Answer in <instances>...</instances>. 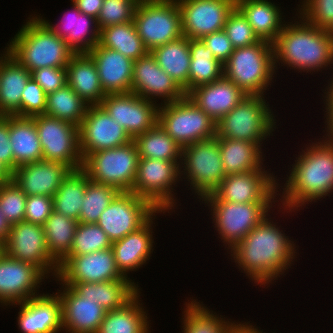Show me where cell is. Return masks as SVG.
<instances>
[{"instance_id": "31", "label": "cell", "mask_w": 333, "mask_h": 333, "mask_svg": "<svg viewBox=\"0 0 333 333\" xmlns=\"http://www.w3.org/2000/svg\"><path fill=\"white\" fill-rule=\"evenodd\" d=\"M124 277L115 281L74 283L70 286L78 295L97 302L107 311L120 309L131 301L142 288L138 282ZM140 287V288H139Z\"/></svg>"}, {"instance_id": "58", "label": "cell", "mask_w": 333, "mask_h": 333, "mask_svg": "<svg viewBox=\"0 0 333 333\" xmlns=\"http://www.w3.org/2000/svg\"><path fill=\"white\" fill-rule=\"evenodd\" d=\"M10 229L11 224L7 221V219L0 210V243L3 244L7 240Z\"/></svg>"}, {"instance_id": "2", "label": "cell", "mask_w": 333, "mask_h": 333, "mask_svg": "<svg viewBox=\"0 0 333 333\" xmlns=\"http://www.w3.org/2000/svg\"><path fill=\"white\" fill-rule=\"evenodd\" d=\"M273 218L275 216L268 214L227 252V255L230 254L228 259L235 263L238 271L254 282L253 286L259 285L260 288L278 283L276 280L286 276L299 256L297 241L285 234V230L281 229L282 224L279 225L276 222L278 219Z\"/></svg>"}, {"instance_id": "11", "label": "cell", "mask_w": 333, "mask_h": 333, "mask_svg": "<svg viewBox=\"0 0 333 333\" xmlns=\"http://www.w3.org/2000/svg\"><path fill=\"white\" fill-rule=\"evenodd\" d=\"M158 123L182 148L216 137V122L187 95L181 100L159 105Z\"/></svg>"}, {"instance_id": "9", "label": "cell", "mask_w": 333, "mask_h": 333, "mask_svg": "<svg viewBox=\"0 0 333 333\" xmlns=\"http://www.w3.org/2000/svg\"><path fill=\"white\" fill-rule=\"evenodd\" d=\"M180 169L181 181L185 182L186 188L192 191L191 195H194V199L200 201L206 195L213 193L226 176L218 137L183 147Z\"/></svg>"}, {"instance_id": "10", "label": "cell", "mask_w": 333, "mask_h": 333, "mask_svg": "<svg viewBox=\"0 0 333 333\" xmlns=\"http://www.w3.org/2000/svg\"><path fill=\"white\" fill-rule=\"evenodd\" d=\"M139 154L134 140L107 150L90 153L83 159L82 170L90 181L109 185L119 192H131Z\"/></svg>"}, {"instance_id": "36", "label": "cell", "mask_w": 333, "mask_h": 333, "mask_svg": "<svg viewBox=\"0 0 333 333\" xmlns=\"http://www.w3.org/2000/svg\"><path fill=\"white\" fill-rule=\"evenodd\" d=\"M141 291L120 309L107 311L97 333H151V320Z\"/></svg>"}, {"instance_id": "24", "label": "cell", "mask_w": 333, "mask_h": 333, "mask_svg": "<svg viewBox=\"0 0 333 333\" xmlns=\"http://www.w3.org/2000/svg\"><path fill=\"white\" fill-rule=\"evenodd\" d=\"M45 293L6 307L19 306L16 322L20 333H63L61 300L55 292Z\"/></svg>"}, {"instance_id": "62", "label": "cell", "mask_w": 333, "mask_h": 333, "mask_svg": "<svg viewBox=\"0 0 333 333\" xmlns=\"http://www.w3.org/2000/svg\"><path fill=\"white\" fill-rule=\"evenodd\" d=\"M331 39L333 40V25L327 30Z\"/></svg>"}, {"instance_id": "4", "label": "cell", "mask_w": 333, "mask_h": 333, "mask_svg": "<svg viewBox=\"0 0 333 333\" xmlns=\"http://www.w3.org/2000/svg\"><path fill=\"white\" fill-rule=\"evenodd\" d=\"M34 13L9 39V53L30 73L44 67H67L74 51Z\"/></svg>"}, {"instance_id": "39", "label": "cell", "mask_w": 333, "mask_h": 333, "mask_svg": "<svg viewBox=\"0 0 333 333\" xmlns=\"http://www.w3.org/2000/svg\"><path fill=\"white\" fill-rule=\"evenodd\" d=\"M99 44L118 51L133 61L144 57L149 52L138 35L134 21L101 29Z\"/></svg>"}, {"instance_id": "34", "label": "cell", "mask_w": 333, "mask_h": 333, "mask_svg": "<svg viewBox=\"0 0 333 333\" xmlns=\"http://www.w3.org/2000/svg\"><path fill=\"white\" fill-rule=\"evenodd\" d=\"M31 73L10 53L0 62V116L21 117V95Z\"/></svg>"}, {"instance_id": "30", "label": "cell", "mask_w": 333, "mask_h": 333, "mask_svg": "<svg viewBox=\"0 0 333 333\" xmlns=\"http://www.w3.org/2000/svg\"><path fill=\"white\" fill-rule=\"evenodd\" d=\"M246 95L234 82L224 76L214 82L195 87L187 94L216 123Z\"/></svg>"}, {"instance_id": "61", "label": "cell", "mask_w": 333, "mask_h": 333, "mask_svg": "<svg viewBox=\"0 0 333 333\" xmlns=\"http://www.w3.org/2000/svg\"><path fill=\"white\" fill-rule=\"evenodd\" d=\"M4 50V51H3ZM2 52V53H1ZM9 53V49L7 46H5L2 51H0V62L2 59Z\"/></svg>"}, {"instance_id": "17", "label": "cell", "mask_w": 333, "mask_h": 333, "mask_svg": "<svg viewBox=\"0 0 333 333\" xmlns=\"http://www.w3.org/2000/svg\"><path fill=\"white\" fill-rule=\"evenodd\" d=\"M46 279L48 283L52 282L36 266L13 259L3 252L0 256V307L6 309L42 295L39 288Z\"/></svg>"}, {"instance_id": "60", "label": "cell", "mask_w": 333, "mask_h": 333, "mask_svg": "<svg viewBox=\"0 0 333 333\" xmlns=\"http://www.w3.org/2000/svg\"><path fill=\"white\" fill-rule=\"evenodd\" d=\"M244 333H257V326L250 323Z\"/></svg>"}, {"instance_id": "53", "label": "cell", "mask_w": 333, "mask_h": 333, "mask_svg": "<svg viewBox=\"0 0 333 333\" xmlns=\"http://www.w3.org/2000/svg\"><path fill=\"white\" fill-rule=\"evenodd\" d=\"M31 77L46 94L54 92L67 84L66 67H44L31 72Z\"/></svg>"}, {"instance_id": "29", "label": "cell", "mask_w": 333, "mask_h": 333, "mask_svg": "<svg viewBox=\"0 0 333 333\" xmlns=\"http://www.w3.org/2000/svg\"><path fill=\"white\" fill-rule=\"evenodd\" d=\"M88 54L96 64L105 94L131 92L134 64L132 59L99 43Z\"/></svg>"}, {"instance_id": "14", "label": "cell", "mask_w": 333, "mask_h": 333, "mask_svg": "<svg viewBox=\"0 0 333 333\" xmlns=\"http://www.w3.org/2000/svg\"><path fill=\"white\" fill-rule=\"evenodd\" d=\"M3 252L16 260L36 266L47 278L57 277L59 265L51 258L44 228L25 221L11 225Z\"/></svg>"}, {"instance_id": "3", "label": "cell", "mask_w": 333, "mask_h": 333, "mask_svg": "<svg viewBox=\"0 0 333 333\" xmlns=\"http://www.w3.org/2000/svg\"><path fill=\"white\" fill-rule=\"evenodd\" d=\"M295 13L273 43L276 74L282 66L294 73L303 72V76L333 69V40L328 31L309 24Z\"/></svg>"}, {"instance_id": "19", "label": "cell", "mask_w": 333, "mask_h": 333, "mask_svg": "<svg viewBox=\"0 0 333 333\" xmlns=\"http://www.w3.org/2000/svg\"><path fill=\"white\" fill-rule=\"evenodd\" d=\"M62 284L97 283L124 278L117 268L112 248L84 255H67L56 277Z\"/></svg>"}, {"instance_id": "1", "label": "cell", "mask_w": 333, "mask_h": 333, "mask_svg": "<svg viewBox=\"0 0 333 333\" xmlns=\"http://www.w3.org/2000/svg\"><path fill=\"white\" fill-rule=\"evenodd\" d=\"M322 132L323 137L309 140L293 155L285 183L277 178V211L286 217L333 195V127H323Z\"/></svg>"}, {"instance_id": "21", "label": "cell", "mask_w": 333, "mask_h": 333, "mask_svg": "<svg viewBox=\"0 0 333 333\" xmlns=\"http://www.w3.org/2000/svg\"><path fill=\"white\" fill-rule=\"evenodd\" d=\"M131 92L158 102V105L178 101L186 96L172 77L158 65L150 52L134 61Z\"/></svg>"}, {"instance_id": "46", "label": "cell", "mask_w": 333, "mask_h": 333, "mask_svg": "<svg viewBox=\"0 0 333 333\" xmlns=\"http://www.w3.org/2000/svg\"><path fill=\"white\" fill-rule=\"evenodd\" d=\"M112 242L97 223L78 222L68 255H84L111 248Z\"/></svg>"}, {"instance_id": "64", "label": "cell", "mask_w": 333, "mask_h": 333, "mask_svg": "<svg viewBox=\"0 0 333 333\" xmlns=\"http://www.w3.org/2000/svg\"><path fill=\"white\" fill-rule=\"evenodd\" d=\"M257 333H267V332H263V329L261 330L260 327L257 326ZM272 333H275V332L272 331Z\"/></svg>"}, {"instance_id": "44", "label": "cell", "mask_w": 333, "mask_h": 333, "mask_svg": "<svg viewBox=\"0 0 333 333\" xmlns=\"http://www.w3.org/2000/svg\"><path fill=\"white\" fill-rule=\"evenodd\" d=\"M88 104L68 85L48 93L45 115L80 126Z\"/></svg>"}, {"instance_id": "23", "label": "cell", "mask_w": 333, "mask_h": 333, "mask_svg": "<svg viewBox=\"0 0 333 333\" xmlns=\"http://www.w3.org/2000/svg\"><path fill=\"white\" fill-rule=\"evenodd\" d=\"M167 213L170 214L168 215ZM158 215L170 216L172 214L169 211L158 210L138 230L131 232L121 240L112 243L111 248L114 253L117 268L124 277L131 279L130 272L134 273L138 271L143 265L145 266L149 263V260L152 259L150 257L155 250V244H157L155 243L156 241H154V231H156L154 229H156L155 219L158 218Z\"/></svg>"}, {"instance_id": "16", "label": "cell", "mask_w": 333, "mask_h": 333, "mask_svg": "<svg viewBox=\"0 0 333 333\" xmlns=\"http://www.w3.org/2000/svg\"><path fill=\"white\" fill-rule=\"evenodd\" d=\"M271 170H253L226 175L209 194L215 201L232 203H277V175Z\"/></svg>"}, {"instance_id": "48", "label": "cell", "mask_w": 333, "mask_h": 333, "mask_svg": "<svg viewBox=\"0 0 333 333\" xmlns=\"http://www.w3.org/2000/svg\"><path fill=\"white\" fill-rule=\"evenodd\" d=\"M139 0H103L97 25L99 30L110 26L132 22Z\"/></svg>"}, {"instance_id": "6", "label": "cell", "mask_w": 333, "mask_h": 333, "mask_svg": "<svg viewBox=\"0 0 333 333\" xmlns=\"http://www.w3.org/2000/svg\"><path fill=\"white\" fill-rule=\"evenodd\" d=\"M276 75L273 44L264 40L235 48L223 64V76L247 95H268Z\"/></svg>"}, {"instance_id": "47", "label": "cell", "mask_w": 333, "mask_h": 333, "mask_svg": "<svg viewBox=\"0 0 333 333\" xmlns=\"http://www.w3.org/2000/svg\"><path fill=\"white\" fill-rule=\"evenodd\" d=\"M26 199L13 180L0 186V210L11 225L24 221Z\"/></svg>"}, {"instance_id": "25", "label": "cell", "mask_w": 333, "mask_h": 333, "mask_svg": "<svg viewBox=\"0 0 333 333\" xmlns=\"http://www.w3.org/2000/svg\"><path fill=\"white\" fill-rule=\"evenodd\" d=\"M55 283L60 289L55 293L61 300L62 326L66 333H97L107 312L96 301L78 295L70 286L62 284L57 278Z\"/></svg>"}, {"instance_id": "54", "label": "cell", "mask_w": 333, "mask_h": 333, "mask_svg": "<svg viewBox=\"0 0 333 333\" xmlns=\"http://www.w3.org/2000/svg\"><path fill=\"white\" fill-rule=\"evenodd\" d=\"M201 40L208 49L212 50L215 59L222 64L229 59L231 53L235 49L223 29L205 35Z\"/></svg>"}, {"instance_id": "18", "label": "cell", "mask_w": 333, "mask_h": 333, "mask_svg": "<svg viewBox=\"0 0 333 333\" xmlns=\"http://www.w3.org/2000/svg\"><path fill=\"white\" fill-rule=\"evenodd\" d=\"M134 140L158 123V103L133 92L106 94L100 104Z\"/></svg>"}, {"instance_id": "8", "label": "cell", "mask_w": 333, "mask_h": 333, "mask_svg": "<svg viewBox=\"0 0 333 333\" xmlns=\"http://www.w3.org/2000/svg\"><path fill=\"white\" fill-rule=\"evenodd\" d=\"M180 166L181 162L139 158L131 192L147 199L157 210L178 212L174 209L181 206L176 192L182 182Z\"/></svg>"}, {"instance_id": "28", "label": "cell", "mask_w": 333, "mask_h": 333, "mask_svg": "<svg viewBox=\"0 0 333 333\" xmlns=\"http://www.w3.org/2000/svg\"><path fill=\"white\" fill-rule=\"evenodd\" d=\"M187 300L183 303L180 319L182 333H244L251 323L228 319L193 296L187 297Z\"/></svg>"}, {"instance_id": "13", "label": "cell", "mask_w": 333, "mask_h": 333, "mask_svg": "<svg viewBox=\"0 0 333 333\" xmlns=\"http://www.w3.org/2000/svg\"><path fill=\"white\" fill-rule=\"evenodd\" d=\"M38 132L43 160L61 162L71 170L82 168L79 127L45 114L32 117Z\"/></svg>"}, {"instance_id": "32", "label": "cell", "mask_w": 333, "mask_h": 333, "mask_svg": "<svg viewBox=\"0 0 333 333\" xmlns=\"http://www.w3.org/2000/svg\"><path fill=\"white\" fill-rule=\"evenodd\" d=\"M236 8L247 19L258 38L272 44L287 22L286 13L273 0H243Z\"/></svg>"}, {"instance_id": "38", "label": "cell", "mask_w": 333, "mask_h": 333, "mask_svg": "<svg viewBox=\"0 0 333 333\" xmlns=\"http://www.w3.org/2000/svg\"><path fill=\"white\" fill-rule=\"evenodd\" d=\"M158 65L177 83L187 95L189 93L190 47L185 36L158 46L150 51Z\"/></svg>"}, {"instance_id": "22", "label": "cell", "mask_w": 333, "mask_h": 333, "mask_svg": "<svg viewBox=\"0 0 333 333\" xmlns=\"http://www.w3.org/2000/svg\"><path fill=\"white\" fill-rule=\"evenodd\" d=\"M181 12L183 36L201 39L224 28L236 7L228 0H177Z\"/></svg>"}, {"instance_id": "20", "label": "cell", "mask_w": 333, "mask_h": 333, "mask_svg": "<svg viewBox=\"0 0 333 333\" xmlns=\"http://www.w3.org/2000/svg\"><path fill=\"white\" fill-rule=\"evenodd\" d=\"M83 159L90 153L125 145L131 137L101 105H89L79 126Z\"/></svg>"}, {"instance_id": "49", "label": "cell", "mask_w": 333, "mask_h": 333, "mask_svg": "<svg viewBox=\"0 0 333 333\" xmlns=\"http://www.w3.org/2000/svg\"><path fill=\"white\" fill-rule=\"evenodd\" d=\"M296 11L309 24L328 30L333 25V0H299Z\"/></svg>"}, {"instance_id": "55", "label": "cell", "mask_w": 333, "mask_h": 333, "mask_svg": "<svg viewBox=\"0 0 333 333\" xmlns=\"http://www.w3.org/2000/svg\"><path fill=\"white\" fill-rule=\"evenodd\" d=\"M0 161L14 171V157L9 140V115L0 116Z\"/></svg>"}, {"instance_id": "15", "label": "cell", "mask_w": 333, "mask_h": 333, "mask_svg": "<svg viewBox=\"0 0 333 333\" xmlns=\"http://www.w3.org/2000/svg\"><path fill=\"white\" fill-rule=\"evenodd\" d=\"M158 210L133 192H119L97 224L113 243L142 227Z\"/></svg>"}, {"instance_id": "56", "label": "cell", "mask_w": 333, "mask_h": 333, "mask_svg": "<svg viewBox=\"0 0 333 333\" xmlns=\"http://www.w3.org/2000/svg\"><path fill=\"white\" fill-rule=\"evenodd\" d=\"M332 73L329 76L330 79L328 80H323L327 82V84L323 85L324 89H322L323 94H321V99L323 100L321 103L324 104L322 107V110L324 111V127H333V70H330ZM327 85V86H326ZM324 98V99H323Z\"/></svg>"}, {"instance_id": "27", "label": "cell", "mask_w": 333, "mask_h": 333, "mask_svg": "<svg viewBox=\"0 0 333 333\" xmlns=\"http://www.w3.org/2000/svg\"><path fill=\"white\" fill-rule=\"evenodd\" d=\"M71 169L61 162L40 160L18 166L12 180L27 195L53 197Z\"/></svg>"}, {"instance_id": "43", "label": "cell", "mask_w": 333, "mask_h": 333, "mask_svg": "<svg viewBox=\"0 0 333 333\" xmlns=\"http://www.w3.org/2000/svg\"><path fill=\"white\" fill-rule=\"evenodd\" d=\"M77 224L53 210L43 225L49 254L58 265L70 252Z\"/></svg>"}, {"instance_id": "33", "label": "cell", "mask_w": 333, "mask_h": 333, "mask_svg": "<svg viewBox=\"0 0 333 333\" xmlns=\"http://www.w3.org/2000/svg\"><path fill=\"white\" fill-rule=\"evenodd\" d=\"M218 143L225 175L271 169L265 162L266 150L257 142L218 138Z\"/></svg>"}, {"instance_id": "40", "label": "cell", "mask_w": 333, "mask_h": 333, "mask_svg": "<svg viewBox=\"0 0 333 333\" xmlns=\"http://www.w3.org/2000/svg\"><path fill=\"white\" fill-rule=\"evenodd\" d=\"M89 182L82 169L71 170L52 197L54 210L79 222L84 193Z\"/></svg>"}, {"instance_id": "50", "label": "cell", "mask_w": 333, "mask_h": 333, "mask_svg": "<svg viewBox=\"0 0 333 333\" xmlns=\"http://www.w3.org/2000/svg\"><path fill=\"white\" fill-rule=\"evenodd\" d=\"M223 30L234 48L250 46L261 41L247 19L236 7L229 14Z\"/></svg>"}, {"instance_id": "52", "label": "cell", "mask_w": 333, "mask_h": 333, "mask_svg": "<svg viewBox=\"0 0 333 333\" xmlns=\"http://www.w3.org/2000/svg\"><path fill=\"white\" fill-rule=\"evenodd\" d=\"M53 210L52 197L43 195L27 196L24 221L43 226Z\"/></svg>"}, {"instance_id": "45", "label": "cell", "mask_w": 333, "mask_h": 333, "mask_svg": "<svg viewBox=\"0 0 333 333\" xmlns=\"http://www.w3.org/2000/svg\"><path fill=\"white\" fill-rule=\"evenodd\" d=\"M119 191L109 185L97 184L90 181L79 215L80 223H97L102 212L109 206Z\"/></svg>"}, {"instance_id": "7", "label": "cell", "mask_w": 333, "mask_h": 333, "mask_svg": "<svg viewBox=\"0 0 333 333\" xmlns=\"http://www.w3.org/2000/svg\"><path fill=\"white\" fill-rule=\"evenodd\" d=\"M208 207L215 235L228 252L264 218L276 209V203H232L215 201L209 194L199 201ZM275 208V209H273ZM273 209V210H272ZM218 232V234H216Z\"/></svg>"}, {"instance_id": "37", "label": "cell", "mask_w": 333, "mask_h": 333, "mask_svg": "<svg viewBox=\"0 0 333 333\" xmlns=\"http://www.w3.org/2000/svg\"><path fill=\"white\" fill-rule=\"evenodd\" d=\"M9 140L14 157V170L18 166L43 160V152L32 117L9 115Z\"/></svg>"}, {"instance_id": "59", "label": "cell", "mask_w": 333, "mask_h": 333, "mask_svg": "<svg viewBox=\"0 0 333 333\" xmlns=\"http://www.w3.org/2000/svg\"><path fill=\"white\" fill-rule=\"evenodd\" d=\"M13 172L0 161V186L12 181Z\"/></svg>"}, {"instance_id": "26", "label": "cell", "mask_w": 333, "mask_h": 333, "mask_svg": "<svg viewBox=\"0 0 333 333\" xmlns=\"http://www.w3.org/2000/svg\"><path fill=\"white\" fill-rule=\"evenodd\" d=\"M71 2V9L64 11L58 23L46 19L43 14L36 15L60 38H63L74 53H88L99 43L100 30L97 19L81 13ZM54 23V24H52Z\"/></svg>"}, {"instance_id": "51", "label": "cell", "mask_w": 333, "mask_h": 333, "mask_svg": "<svg viewBox=\"0 0 333 333\" xmlns=\"http://www.w3.org/2000/svg\"><path fill=\"white\" fill-rule=\"evenodd\" d=\"M47 94L31 77L21 95V117L45 114Z\"/></svg>"}, {"instance_id": "35", "label": "cell", "mask_w": 333, "mask_h": 333, "mask_svg": "<svg viewBox=\"0 0 333 333\" xmlns=\"http://www.w3.org/2000/svg\"><path fill=\"white\" fill-rule=\"evenodd\" d=\"M67 84L88 105H100L106 96L98 70L88 53H75L67 65Z\"/></svg>"}, {"instance_id": "5", "label": "cell", "mask_w": 333, "mask_h": 333, "mask_svg": "<svg viewBox=\"0 0 333 333\" xmlns=\"http://www.w3.org/2000/svg\"><path fill=\"white\" fill-rule=\"evenodd\" d=\"M267 99V96L246 95L216 123V136L257 142L266 149L264 144L275 136L279 122L272 109L274 105L271 107Z\"/></svg>"}, {"instance_id": "63", "label": "cell", "mask_w": 333, "mask_h": 333, "mask_svg": "<svg viewBox=\"0 0 333 333\" xmlns=\"http://www.w3.org/2000/svg\"><path fill=\"white\" fill-rule=\"evenodd\" d=\"M228 1H230L231 3H233L236 6L238 3H240L243 0H228Z\"/></svg>"}, {"instance_id": "65", "label": "cell", "mask_w": 333, "mask_h": 333, "mask_svg": "<svg viewBox=\"0 0 333 333\" xmlns=\"http://www.w3.org/2000/svg\"><path fill=\"white\" fill-rule=\"evenodd\" d=\"M3 253V246H0V256L2 255Z\"/></svg>"}, {"instance_id": "42", "label": "cell", "mask_w": 333, "mask_h": 333, "mask_svg": "<svg viewBox=\"0 0 333 333\" xmlns=\"http://www.w3.org/2000/svg\"><path fill=\"white\" fill-rule=\"evenodd\" d=\"M134 142L138 149L139 158L182 161V147L166 133L159 123L152 129L138 135Z\"/></svg>"}, {"instance_id": "57", "label": "cell", "mask_w": 333, "mask_h": 333, "mask_svg": "<svg viewBox=\"0 0 333 333\" xmlns=\"http://www.w3.org/2000/svg\"><path fill=\"white\" fill-rule=\"evenodd\" d=\"M78 8V10L86 15L98 18L103 0H70Z\"/></svg>"}, {"instance_id": "41", "label": "cell", "mask_w": 333, "mask_h": 333, "mask_svg": "<svg viewBox=\"0 0 333 333\" xmlns=\"http://www.w3.org/2000/svg\"><path fill=\"white\" fill-rule=\"evenodd\" d=\"M190 69L189 92L200 85L208 84L223 76V64L215 59L201 39H189Z\"/></svg>"}, {"instance_id": "12", "label": "cell", "mask_w": 333, "mask_h": 333, "mask_svg": "<svg viewBox=\"0 0 333 333\" xmlns=\"http://www.w3.org/2000/svg\"><path fill=\"white\" fill-rule=\"evenodd\" d=\"M133 21L149 52L183 36L177 0H139Z\"/></svg>"}]
</instances>
